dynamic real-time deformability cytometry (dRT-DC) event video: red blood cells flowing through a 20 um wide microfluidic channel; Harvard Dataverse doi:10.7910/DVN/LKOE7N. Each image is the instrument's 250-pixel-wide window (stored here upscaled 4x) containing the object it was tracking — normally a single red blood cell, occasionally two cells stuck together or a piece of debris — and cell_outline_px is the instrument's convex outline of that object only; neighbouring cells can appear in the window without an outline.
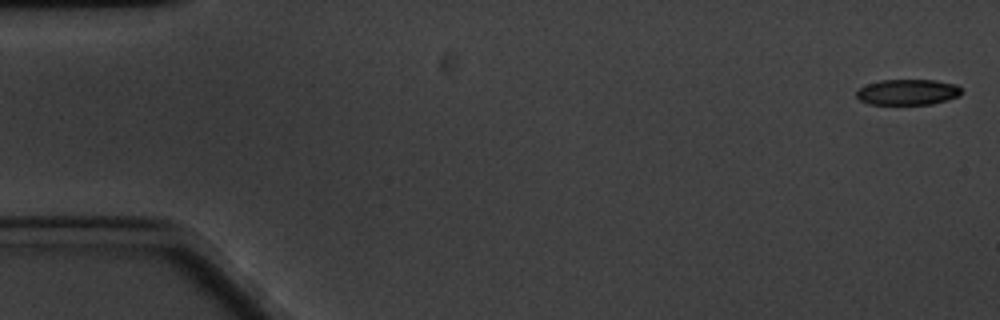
{"species": "common noctule bat (a hibernating species)", "species_latin": "Nyctalus noctula", "temperature_condition": "cold", "stored_images_in_passage": 13, "camera_frame_rate_fps": 3000, "um_per_image_px": 0.085, "animal": {"sex": "male", "body_mass_g": 20.1, "forearm_length_mm": 53.5}, "frame": {"image": 1, "passage_image": 1, "time_ms": 0.0, "image_size_px": [1000, 320], "cell_outline_px": [[960, 96], [948, 100], [932, 104], [868, 104], [860, 100], [856, 96], [856, 92], [860, 88], [868, 84], [880, 80], [936, 80], [956, 84], [960, 88]], "centroid_in_image_um": [77.16, 7.83], "position_along_channel_um": 7.8, "area_um2": 15.72}}